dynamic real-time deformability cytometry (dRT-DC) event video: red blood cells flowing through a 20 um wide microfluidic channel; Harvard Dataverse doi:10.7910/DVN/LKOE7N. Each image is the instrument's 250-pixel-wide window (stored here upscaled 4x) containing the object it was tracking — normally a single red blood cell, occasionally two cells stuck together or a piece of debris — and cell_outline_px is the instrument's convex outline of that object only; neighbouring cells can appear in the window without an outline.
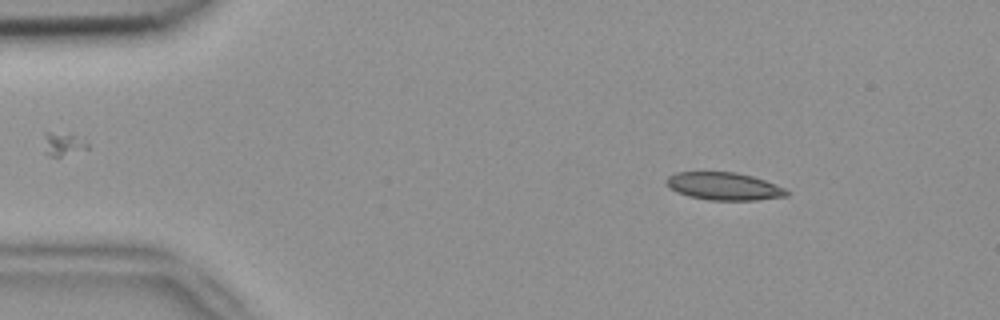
{"species": "common noctule bat (a hibernating species)", "species_latin": "Nyctalus noctula", "temperature_condition": "room temperature", "stored_images_in_passage": 5, "camera_frame_rate_fps": 3000, "um_per_image_px": 0.085, "animal": {"sex": "female", "body_mass_g": 18.4}, "frame": {"image": 1, "passage_image": 2, "time_ms": 0.333, "image_size_px": [1000, 320], "cell_outline_px": [[788, 196], [756, 200], [712, 200], [688, 196], [676, 192], [664, 180], [668, 176], [676, 172], [736, 172], [752, 176], [764, 180], [784, 188], [788, 192]], "centroid_in_image_um": [61.52, 15.83], "position_along_channel_um": 23.5, "area_um2": 19.25}}
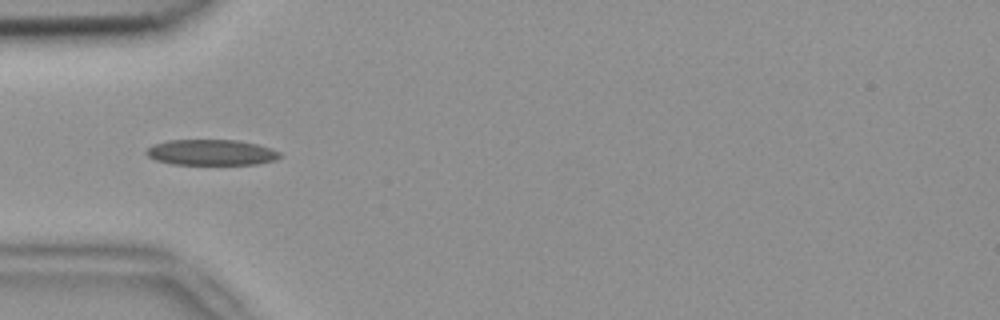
{"frame": {"image": 2, "passage_image": 4, "time_ms": 1.0, "image_size_px": [1000, 320], "cell_outline_px": [[284, 156], [276, 160], [256, 164], [172, 164], [156, 160], [148, 156], [144, 152], [148, 148], [156, 144], [168, 140], [236, 140], [256, 144], [280, 152]], "centroid_in_image_um": [17.98, 12.96], "position_along_channel_um": 67.0, "area_um2": 19.88}}